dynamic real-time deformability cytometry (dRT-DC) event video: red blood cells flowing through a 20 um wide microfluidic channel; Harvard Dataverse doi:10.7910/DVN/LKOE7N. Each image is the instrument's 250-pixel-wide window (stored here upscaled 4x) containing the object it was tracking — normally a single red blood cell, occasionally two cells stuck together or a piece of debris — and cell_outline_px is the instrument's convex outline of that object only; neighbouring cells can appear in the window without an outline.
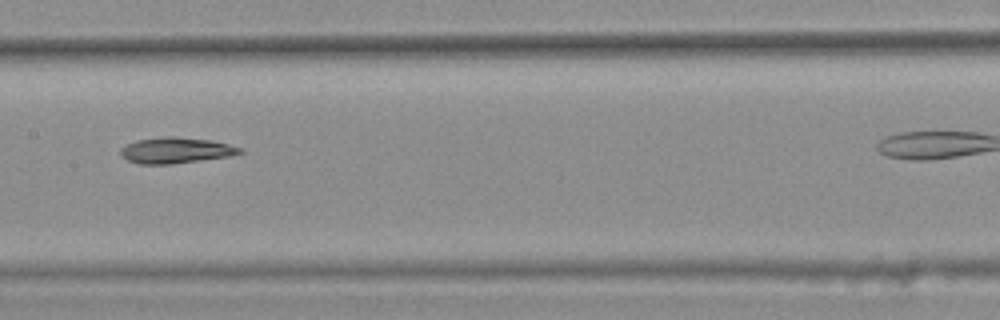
{"species": "common noctule bat (a hibernating species)", "species_latin": "Nyctalus noctula", "temperature_condition": "warm", "stored_images_in_passage": 8, "camera_frame_rate_fps": 3000, "um_per_image_px": 0.085, "animal": {"sex": "female", "body_mass_g": 25.1}, "frame": {"image": 1, "passage_image": 7, "time_ms": 2.0, "image_size_px": [1000, 320], "cell_outline_px": [[244, 152], [228, 156], [172, 164], [140, 164], [128, 160], [120, 156], [120, 148], [136, 140], [168, 136], [176, 136], [212, 140], [244, 148]], "centroid_in_image_um": [14.95, 12.77], "position_along_channel_um": 192.4, "area_um2": 18.03}}